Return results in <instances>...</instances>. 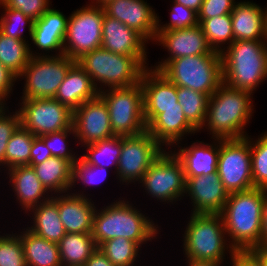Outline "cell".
<instances>
[{
  "label": "cell",
  "instance_id": "cell-1",
  "mask_svg": "<svg viewBox=\"0 0 267 266\" xmlns=\"http://www.w3.org/2000/svg\"><path fill=\"white\" fill-rule=\"evenodd\" d=\"M267 190L231 193L221 212L229 244L235 250L260 248L261 221Z\"/></svg>",
  "mask_w": 267,
  "mask_h": 266
},
{
  "label": "cell",
  "instance_id": "cell-2",
  "mask_svg": "<svg viewBox=\"0 0 267 266\" xmlns=\"http://www.w3.org/2000/svg\"><path fill=\"white\" fill-rule=\"evenodd\" d=\"M128 200H116L94 213L91 235L98 247L101 243L119 237L136 242L141 248L160 233L158 225L141 213Z\"/></svg>",
  "mask_w": 267,
  "mask_h": 266
},
{
  "label": "cell",
  "instance_id": "cell-3",
  "mask_svg": "<svg viewBox=\"0 0 267 266\" xmlns=\"http://www.w3.org/2000/svg\"><path fill=\"white\" fill-rule=\"evenodd\" d=\"M251 95L250 92L222 83L209 98L207 117L202 129L205 130V127L209 130L213 136L211 139L247 137L244 127L254 113Z\"/></svg>",
  "mask_w": 267,
  "mask_h": 266
},
{
  "label": "cell",
  "instance_id": "cell-4",
  "mask_svg": "<svg viewBox=\"0 0 267 266\" xmlns=\"http://www.w3.org/2000/svg\"><path fill=\"white\" fill-rule=\"evenodd\" d=\"M220 54L227 86L253 93L267 80V40L234 41Z\"/></svg>",
  "mask_w": 267,
  "mask_h": 266
},
{
  "label": "cell",
  "instance_id": "cell-5",
  "mask_svg": "<svg viewBox=\"0 0 267 266\" xmlns=\"http://www.w3.org/2000/svg\"><path fill=\"white\" fill-rule=\"evenodd\" d=\"M76 63L91 77L98 92L106 87L111 89L134 86L140 83L148 68L136 56L116 54L103 47L84 54Z\"/></svg>",
  "mask_w": 267,
  "mask_h": 266
},
{
  "label": "cell",
  "instance_id": "cell-6",
  "mask_svg": "<svg viewBox=\"0 0 267 266\" xmlns=\"http://www.w3.org/2000/svg\"><path fill=\"white\" fill-rule=\"evenodd\" d=\"M225 235L221 214L191 213L183 235L186 260L224 262L226 251L232 257L235 249L228 244Z\"/></svg>",
  "mask_w": 267,
  "mask_h": 266
},
{
  "label": "cell",
  "instance_id": "cell-7",
  "mask_svg": "<svg viewBox=\"0 0 267 266\" xmlns=\"http://www.w3.org/2000/svg\"><path fill=\"white\" fill-rule=\"evenodd\" d=\"M160 72L177 87L190 88L209 96L223 83L220 53L176 58Z\"/></svg>",
  "mask_w": 267,
  "mask_h": 266
},
{
  "label": "cell",
  "instance_id": "cell-8",
  "mask_svg": "<svg viewBox=\"0 0 267 266\" xmlns=\"http://www.w3.org/2000/svg\"><path fill=\"white\" fill-rule=\"evenodd\" d=\"M99 96L108 107L115 135L136 136L146 131L143 90L140 83L123 88L105 89Z\"/></svg>",
  "mask_w": 267,
  "mask_h": 266
},
{
  "label": "cell",
  "instance_id": "cell-9",
  "mask_svg": "<svg viewBox=\"0 0 267 266\" xmlns=\"http://www.w3.org/2000/svg\"><path fill=\"white\" fill-rule=\"evenodd\" d=\"M75 63L65 54L32 56L17 78L25 79L21 100L54 98L68 70Z\"/></svg>",
  "mask_w": 267,
  "mask_h": 266
},
{
  "label": "cell",
  "instance_id": "cell-10",
  "mask_svg": "<svg viewBox=\"0 0 267 266\" xmlns=\"http://www.w3.org/2000/svg\"><path fill=\"white\" fill-rule=\"evenodd\" d=\"M104 9L88 4L69 15L64 39V54L75 62L86 53L101 47Z\"/></svg>",
  "mask_w": 267,
  "mask_h": 266
},
{
  "label": "cell",
  "instance_id": "cell-11",
  "mask_svg": "<svg viewBox=\"0 0 267 266\" xmlns=\"http://www.w3.org/2000/svg\"><path fill=\"white\" fill-rule=\"evenodd\" d=\"M138 184H141L150 197L167 204L180 201L186 193L183 166L172 150H164Z\"/></svg>",
  "mask_w": 267,
  "mask_h": 266
},
{
  "label": "cell",
  "instance_id": "cell-12",
  "mask_svg": "<svg viewBox=\"0 0 267 266\" xmlns=\"http://www.w3.org/2000/svg\"><path fill=\"white\" fill-rule=\"evenodd\" d=\"M217 172L229 194L255 188L251 170L250 136L220 139Z\"/></svg>",
  "mask_w": 267,
  "mask_h": 266
},
{
  "label": "cell",
  "instance_id": "cell-13",
  "mask_svg": "<svg viewBox=\"0 0 267 266\" xmlns=\"http://www.w3.org/2000/svg\"><path fill=\"white\" fill-rule=\"evenodd\" d=\"M164 150L147 130L136 136H121L116 178L126 185L139 182Z\"/></svg>",
  "mask_w": 267,
  "mask_h": 266
},
{
  "label": "cell",
  "instance_id": "cell-14",
  "mask_svg": "<svg viewBox=\"0 0 267 266\" xmlns=\"http://www.w3.org/2000/svg\"><path fill=\"white\" fill-rule=\"evenodd\" d=\"M20 125L35 136L72 127L73 111L54 98L21 100Z\"/></svg>",
  "mask_w": 267,
  "mask_h": 266
},
{
  "label": "cell",
  "instance_id": "cell-15",
  "mask_svg": "<svg viewBox=\"0 0 267 266\" xmlns=\"http://www.w3.org/2000/svg\"><path fill=\"white\" fill-rule=\"evenodd\" d=\"M72 126L81 147L113 137L108 107L98 95L73 110ZM83 144V145H82Z\"/></svg>",
  "mask_w": 267,
  "mask_h": 266
},
{
  "label": "cell",
  "instance_id": "cell-16",
  "mask_svg": "<svg viewBox=\"0 0 267 266\" xmlns=\"http://www.w3.org/2000/svg\"><path fill=\"white\" fill-rule=\"evenodd\" d=\"M101 5L106 15L135 30L146 44L155 41L158 15L145 0H106Z\"/></svg>",
  "mask_w": 267,
  "mask_h": 266
},
{
  "label": "cell",
  "instance_id": "cell-17",
  "mask_svg": "<svg viewBox=\"0 0 267 266\" xmlns=\"http://www.w3.org/2000/svg\"><path fill=\"white\" fill-rule=\"evenodd\" d=\"M155 43H159L169 52V57L163 58L152 69L160 71L170 60L193 55L220 53L210 46L202 27L197 26L168 31H156Z\"/></svg>",
  "mask_w": 267,
  "mask_h": 266
},
{
  "label": "cell",
  "instance_id": "cell-18",
  "mask_svg": "<svg viewBox=\"0 0 267 266\" xmlns=\"http://www.w3.org/2000/svg\"><path fill=\"white\" fill-rule=\"evenodd\" d=\"M144 118L147 126L161 114V109L182 108L178 103L177 86L160 71L147 68L141 78Z\"/></svg>",
  "mask_w": 267,
  "mask_h": 266
},
{
  "label": "cell",
  "instance_id": "cell-19",
  "mask_svg": "<svg viewBox=\"0 0 267 266\" xmlns=\"http://www.w3.org/2000/svg\"><path fill=\"white\" fill-rule=\"evenodd\" d=\"M185 194L195 214H221L229 195L218 172L188 178Z\"/></svg>",
  "mask_w": 267,
  "mask_h": 266
},
{
  "label": "cell",
  "instance_id": "cell-20",
  "mask_svg": "<svg viewBox=\"0 0 267 266\" xmlns=\"http://www.w3.org/2000/svg\"><path fill=\"white\" fill-rule=\"evenodd\" d=\"M68 18L63 12L50 7L39 19L34 21L31 41L43 53L46 52V55L41 52L33 53L31 50V57L53 56V54L49 55L50 51H55L56 54L54 56L64 54L63 44L67 31Z\"/></svg>",
  "mask_w": 267,
  "mask_h": 266
},
{
  "label": "cell",
  "instance_id": "cell-21",
  "mask_svg": "<svg viewBox=\"0 0 267 266\" xmlns=\"http://www.w3.org/2000/svg\"><path fill=\"white\" fill-rule=\"evenodd\" d=\"M147 41L135 30L104 12L102 26V45L105 50L116 54L136 56L147 64Z\"/></svg>",
  "mask_w": 267,
  "mask_h": 266
},
{
  "label": "cell",
  "instance_id": "cell-22",
  "mask_svg": "<svg viewBox=\"0 0 267 266\" xmlns=\"http://www.w3.org/2000/svg\"><path fill=\"white\" fill-rule=\"evenodd\" d=\"M88 196L81 191L58 194V211L66 233H91L97 207Z\"/></svg>",
  "mask_w": 267,
  "mask_h": 266
},
{
  "label": "cell",
  "instance_id": "cell-23",
  "mask_svg": "<svg viewBox=\"0 0 267 266\" xmlns=\"http://www.w3.org/2000/svg\"><path fill=\"white\" fill-rule=\"evenodd\" d=\"M213 143L196 141L188 147L178 146L175 156L181 161L185 179L190 177L208 175L217 172L220 151V139H214ZM180 148V149H179Z\"/></svg>",
  "mask_w": 267,
  "mask_h": 266
},
{
  "label": "cell",
  "instance_id": "cell-24",
  "mask_svg": "<svg viewBox=\"0 0 267 266\" xmlns=\"http://www.w3.org/2000/svg\"><path fill=\"white\" fill-rule=\"evenodd\" d=\"M265 9L250 1L236 2L231 12L234 41L267 40Z\"/></svg>",
  "mask_w": 267,
  "mask_h": 266
},
{
  "label": "cell",
  "instance_id": "cell-25",
  "mask_svg": "<svg viewBox=\"0 0 267 266\" xmlns=\"http://www.w3.org/2000/svg\"><path fill=\"white\" fill-rule=\"evenodd\" d=\"M146 130L161 146H166L168 149L184 140L186 134L198 133L187 121L182 108L161 109V114L147 126Z\"/></svg>",
  "mask_w": 267,
  "mask_h": 266
},
{
  "label": "cell",
  "instance_id": "cell-26",
  "mask_svg": "<svg viewBox=\"0 0 267 266\" xmlns=\"http://www.w3.org/2000/svg\"><path fill=\"white\" fill-rule=\"evenodd\" d=\"M16 201L25 213L41 203L48 201L52 195L42 185L35 170L30 166H18L7 170ZM48 196V197H47ZM46 197V198H45Z\"/></svg>",
  "mask_w": 267,
  "mask_h": 266
},
{
  "label": "cell",
  "instance_id": "cell-27",
  "mask_svg": "<svg viewBox=\"0 0 267 266\" xmlns=\"http://www.w3.org/2000/svg\"><path fill=\"white\" fill-rule=\"evenodd\" d=\"M98 95L99 92L93 84L91 77L75 63L68 70L54 99L73 111L84 102L92 100Z\"/></svg>",
  "mask_w": 267,
  "mask_h": 266
},
{
  "label": "cell",
  "instance_id": "cell-28",
  "mask_svg": "<svg viewBox=\"0 0 267 266\" xmlns=\"http://www.w3.org/2000/svg\"><path fill=\"white\" fill-rule=\"evenodd\" d=\"M28 212H34L31 218L33 225L27 227L34 234L57 244L65 236L66 231L58 211V194Z\"/></svg>",
  "mask_w": 267,
  "mask_h": 266
},
{
  "label": "cell",
  "instance_id": "cell-29",
  "mask_svg": "<svg viewBox=\"0 0 267 266\" xmlns=\"http://www.w3.org/2000/svg\"><path fill=\"white\" fill-rule=\"evenodd\" d=\"M32 168L45 189L49 193L51 192V195L68 193L73 189V165L66 159L51 157Z\"/></svg>",
  "mask_w": 267,
  "mask_h": 266
},
{
  "label": "cell",
  "instance_id": "cell-30",
  "mask_svg": "<svg viewBox=\"0 0 267 266\" xmlns=\"http://www.w3.org/2000/svg\"><path fill=\"white\" fill-rule=\"evenodd\" d=\"M25 229L20 232L19 236L27 266H62L58 244Z\"/></svg>",
  "mask_w": 267,
  "mask_h": 266
},
{
  "label": "cell",
  "instance_id": "cell-31",
  "mask_svg": "<svg viewBox=\"0 0 267 266\" xmlns=\"http://www.w3.org/2000/svg\"><path fill=\"white\" fill-rule=\"evenodd\" d=\"M62 266L85 265L97 249L91 233H66L58 242Z\"/></svg>",
  "mask_w": 267,
  "mask_h": 266
},
{
  "label": "cell",
  "instance_id": "cell-32",
  "mask_svg": "<svg viewBox=\"0 0 267 266\" xmlns=\"http://www.w3.org/2000/svg\"><path fill=\"white\" fill-rule=\"evenodd\" d=\"M30 51L28 41L17 40L0 32V63L17 78L31 58Z\"/></svg>",
  "mask_w": 267,
  "mask_h": 266
},
{
  "label": "cell",
  "instance_id": "cell-33",
  "mask_svg": "<svg viewBox=\"0 0 267 266\" xmlns=\"http://www.w3.org/2000/svg\"><path fill=\"white\" fill-rule=\"evenodd\" d=\"M87 154L79 156L85 163L108 168L114 166L117 171L121 154V135H114L102 141L84 146ZM108 160V161H107Z\"/></svg>",
  "mask_w": 267,
  "mask_h": 266
},
{
  "label": "cell",
  "instance_id": "cell-34",
  "mask_svg": "<svg viewBox=\"0 0 267 266\" xmlns=\"http://www.w3.org/2000/svg\"><path fill=\"white\" fill-rule=\"evenodd\" d=\"M177 95L187 121L199 132L207 117L210 96L185 87H177Z\"/></svg>",
  "mask_w": 267,
  "mask_h": 266
},
{
  "label": "cell",
  "instance_id": "cell-35",
  "mask_svg": "<svg viewBox=\"0 0 267 266\" xmlns=\"http://www.w3.org/2000/svg\"><path fill=\"white\" fill-rule=\"evenodd\" d=\"M35 135L21 125L16 129L7 143L5 153V168L28 166L30 163V152Z\"/></svg>",
  "mask_w": 267,
  "mask_h": 266
},
{
  "label": "cell",
  "instance_id": "cell-36",
  "mask_svg": "<svg viewBox=\"0 0 267 266\" xmlns=\"http://www.w3.org/2000/svg\"><path fill=\"white\" fill-rule=\"evenodd\" d=\"M213 50L220 52L234 42L231 14L204 19L200 24ZM224 45V46H223ZM223 47V48H221Z\"/></svg>",
  "mask_w": 267,
  "mask_h": 266
},
{
  "label": "cell",
  "instance_id": "cell-37",
  "mask_svg": "<svg viewBox=\"0 0 267 266\" xmlns=\"http://www.w3.org/2000/svg\"><path fill=\"white\" fill-rule=\"evenodd\" d=\"M98 248L114 266H133L142 249L136 242L124 237L101 243Z\"/></svg>",
  "mask_w": 267,
  "mask_h": 266
},
{
  "label": "cell",
  "instance_id": "cell-38",
  "mask_svg": "<svg viewBox=\"0 0 267 266\" xmlns=\"http://www.w3.org/2000/svg\"><path fill=\"white\" fill-rule=\"evenodd\" d=\"M250 137L251 170L255 188L267 190V132L254 141Z\"/></svg>",
  "mask_w": 267,
  "mask_h": 266
},
{
  "label": "cell",
  "instance_id": "cell-39",
  "mask_svg": "<svg viewBox=\"0 0 267 266\" xmlns=\"http://www.w3.org/2000/svg\"><path fill=\"white\" fill-rule=\"evenodd\" d=\"M0 5L4 9V13L0 17V32L11 38L26 41V38L23 37V30L28 26L31 39L34 20L23 14L20 10L7 8L1 3Z\"/></svg>",
  "mask_w": 267,
  "mask_h": 266
},
{
  "label": "cell",
  "instance_id": "cell-40",
  "mask_svg": "<svg viewBox=\"0 0 267 266\" xmlns=\"http://www.w3.org/2000/svg\"><path fill=\"white\" fill-rule=\"evenodd\" d=\"M0 266H27L23 245L18 234L0 235Z\"/></svg>",
  "mask_w": 267,
  "mask_h": 266
},
{
  "label": "cell",
  "instance_id": "cell-41",
  "mask_svg": "<svg viewBox=\"0 0 267 266\" xmlns=\"http://www.w3.org/2000/svg\"><path fill=\"white\" fill-rule=\"evenodd\" d=\"M71 134L73 135V137H75L73 126L69 129L48 133L39 137L44 141V144L50 150L53 157L66 159L72 165H74L79 159V157L75 155V152H73V148H70L69 150L67 146V140L69 135Z\"/></svg>",
  "mask_w": 267,
  "mask_h": 266
},
{
  "label": "cell",
  "instance_id": "cell-42",
  "mask_svg": "<svg viewBox=\"0 0 267 266\" xmlns=\"http://www.w3.org/2000/svg\"><path fill=\"white\" fill-rule=\"evenodd\" d=\"M169 23L163 24L158 16V25L156 31L180 30L197 26L198 13L193 9L183 6L182 4L172 1Z\"/></svg>",
  "mask_w": 267,
  "mask_h": 266
},
{
  "label": "cell",
  "instance_id": "cell-43",
  "mask_svg": "<svg viewBox=\"0 0 267 266\" xmlns=\"http://www.w3.org/2000/svg\"><path fill=\"white\" fill-rule=\"evenodd\" d=\"M5 105H0V166L5 168V153L10 137L20 126V115L16 110L13 114L7 111ZM9 114H8V113ZM2 167H0L1 169Z\"/></svg>",
  "mask_w": 267,
  "mask_h": 266
},
{
  "label": "cell",
  "instance_id": "cell-44",
  "mask_svg": "<svg viewBox=\"0 0 267 266\" xmlns=\"http://www.w3.org/2000/svg\"><path fill=\"white\" fill-rule=\"evenodd\" d=\"M107 174V168L87 164L79 158L73 165L72 187H75L76 182L78 183L79 181L86 186H93L103 182L107 178Z\"/></svg>",
  "mask_w": 267,
  "mask_h": 266
},
{
  "label": "cell",
  "instance_id": "cell-45",
  "mask_svg": "<svg viewBox=\"0 0 267 266\" xmlns=\"http://www.w3.org/2000/svg\"><path fill=\"white\" fill-rule=\"evenodd\" d=\"M49 2L50 0H0L3 6L20 10L34 21L50 8Z\"/></svg>",
  "mask_w": 267,
  "mask_h": 266
},
{
  "label": "cell",
  "instance_id": "cell-46",
  "mask_svg": "<svg viewBox=\"0 0 267 266\" xmlns=\"http://www.w3.org/2000/svg\"><path fill=\"white\" fill-rule=\"evenodd\" d=\"M235 4V0H203L198 12V23L200 24L204 19L231 14Z\"/></svg>",
  "mask_w": 267,
  "mask_h": 266
},
{
  "label": "cell",
  "instance_id": "cell-47",
  "mask_svg": "<svg viewBox=\"0 0 267 266\" xmlns=\"http://www.w3.org/2000/svg\"><path fill=\"white\" fill-rule=\"evenodd\" d=\"M231 261L232 266H262V248L235 250Z\"/></svg>",
  "mask_w": 267,
  "mask_h": 266
},
{
  "label": "cell",
  "instance_id": "cell-48",
  "mask_svg": "<svg viewBox=\"0 0 267 266\" xmlns=\"http://www.w3.org/2000/svg\"><path fill=\"white\" fill-rule=\"evenodd\" d=\"M15 81H17V77L0 63V105H6L7 98L13 92Z\"/></svg>",
  "mask_w": 267,
  "mask_h": 266
},
{
  "label": "cell",
  "instance_id": "cell-49",
  "mask_svg": "<svg viewBox=\"0 0 267 266\" xmlns=\"http://www.w3.org/2000/svg\"><path fill=\"white\" fill-rule=\"evenodd\" d=\"M53 157L50 150L44 144V141L39 137L35 136L32 148L30 152V163L28 166L33 167L39 163L44 162L46 159Z\"/></svg>",
  "mask_w": 267,
  "mask_h": 266
},
{
  "label": "cell",
  "instance_id": "cell-50",
  "mask_svg": "<svg viewBox=\"0 0 267 266\" xmlns=\"http://www.w3.org/2000/svg\"><path fill=\"white\" fill-rule=\"evenodd\" d=\"M85 266H114V265L97 247V249L91 254V257L86 261Z\"/></svg>",
  "mask_w": 267,
  "mask_h": 266
},
{
  "label": "cell",
  "instance_id": "cell-51",
  "mask_svg": "<svg viewBox=\"0 0 267 266\" xmlns=\"http://www.w3.org/2000/svg\"><path fill=\"white\" fill-rule=\"evenodd\" d=\"M260 248H267V198L262 212Z\"/></svg>",
  "mask_w": 267,
  "mask_h": 266
},
{
  "label": "cell",
  "instance_id": "cell-52",
  "mask_svg": "<svg viewBox=\"0 0 267 266\" xmlns=\"http://www.w3.org/2000/svg\"><path fill=\"white\" fill-rule=\"evenodd\" d=\"M176 3L182 4L185 7L193 9L195 12H199L203 3V0H174Z\"/></svg>",
  "mask_w": 267,
  "mask_h": 266
},
{
  "label": "cell",
  "instance_id": "cell-53",
  "mask_svg": "<svg viewBox=\"0 0 267 266\" xmlns=\"http://www.w3.org/2000/svg\"><path fill=\"white\" fill-rule=\"evenodd\" d=\"M224 262L187 260L188 266H222Z\"/></svg>",
  "mask_w": 267,
  "mask_h": 266
},
{
  "label": "cell",
  "instance_id": "cell-54",
  "mask_svg": "<svg viewBox=\"0 0 267 266\" xmlns=\"http://www.w3.org/2000/svg\"><path fill=\"white\" fill-rule=\"evenodd\" d=\"M262 266H267V248H262Z\"/></svg>",
  "mask_w": 267,
  "mask_h": 266
},
{
  "label": "cell",
  "instance_id": "cell-55",
  "mask_svg": "<svg viewBox=\"0 0 267 266\" xmlns=\"http://www.w3.org/2000/svg\"><path fill=\"white\" fill-rule=\"evenodd\" d=\"M106 0H91L92 4H99L101 5L102 3H104Z\"/></svg>",
  "mask_w": 267,
  "mask_h": 266
}]
</instances>
